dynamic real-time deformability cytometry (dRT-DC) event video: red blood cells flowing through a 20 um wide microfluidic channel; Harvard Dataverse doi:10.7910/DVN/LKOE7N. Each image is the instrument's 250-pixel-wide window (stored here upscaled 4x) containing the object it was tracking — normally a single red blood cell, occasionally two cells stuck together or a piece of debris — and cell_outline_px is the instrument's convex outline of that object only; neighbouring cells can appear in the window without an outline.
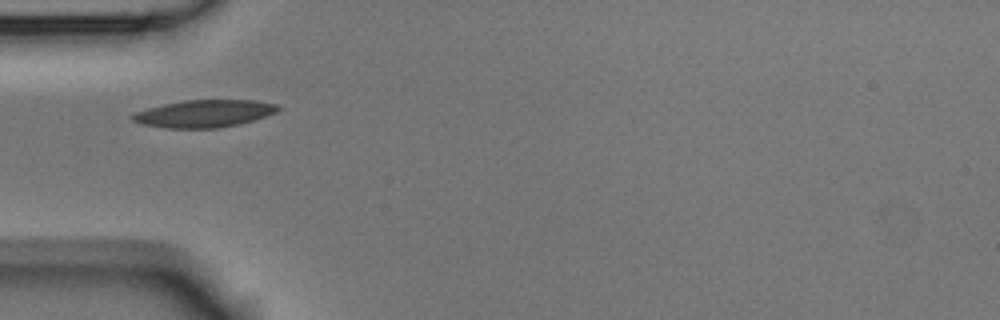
{"species": "Egyptian fruit bat (a non-hibernating species)", "species_latin": "Rousettus aegyptiacus", "temperature_condition": "room temperature", "stored_images_in_passage": 4, "camera_frame_rate_fps": 3000, "um_per_image_px": 0.085, "animal": {"sex": "male"}, "frame": {"image": 1, "passage_image": 3, "time_ms": 0.667, "image_size_px": [1000, 320], "cell_outline_px": [[280, 108], [276, 112], [252, 120], [236, 124], [216, 128], [164, 128], [140, 124], [132, 120], [128, 116], [136, 112], [148, 108], [164, 104], [184, 100], [256, 100], [280, 104]], "centroid_in_image_um": [17.32, 9.65], "position_along_channel_um": 67.7, "area_um2": 23.18}}
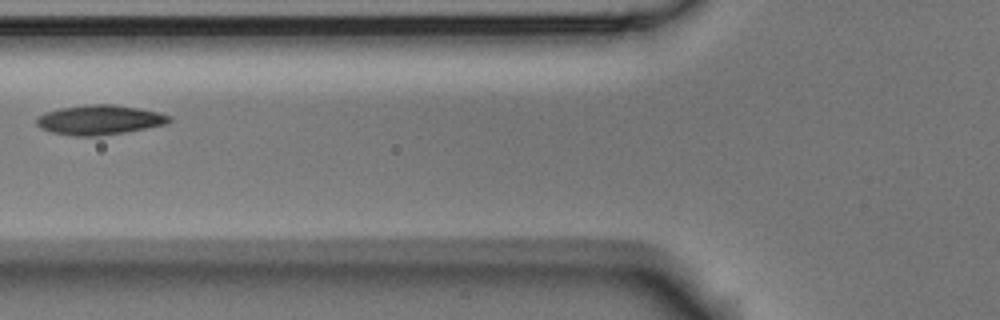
{"frame": {"image": 2, "passage_image": 4, "time_ms": 1.0, "image_size_px": [1000, 320], "cell_outline_px": [[172, 120], [164, 124], [124, 132], [100, 136], [72, 136], [52, 132], [40, 128], [36, 124], [36, 116], [44, 112], [60, 108], [88, 104], [112, 104], [160, 112], [172, 116]], "centroid_in_image_um": [8.41, 10.18], "position_along_channel_um": 117.4, "area_um2": 22.95}}